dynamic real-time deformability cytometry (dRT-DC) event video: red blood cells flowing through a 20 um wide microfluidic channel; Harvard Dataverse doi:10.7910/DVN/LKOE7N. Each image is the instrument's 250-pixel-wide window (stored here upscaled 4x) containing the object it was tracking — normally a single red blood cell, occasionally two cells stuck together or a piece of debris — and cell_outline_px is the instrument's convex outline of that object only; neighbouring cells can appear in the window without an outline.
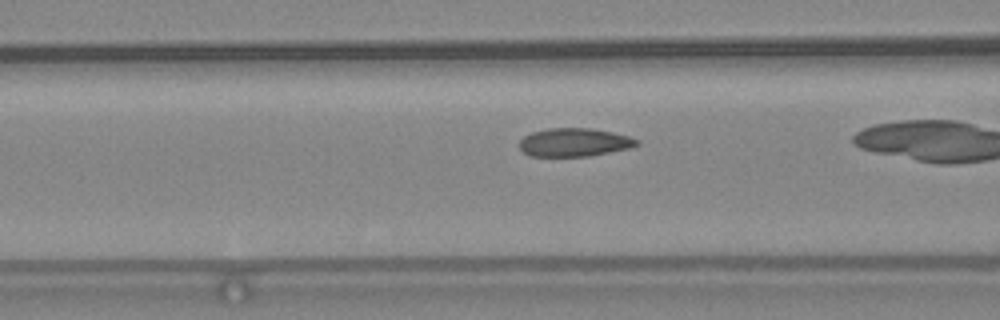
{"species": "common noctule bat (a hibernating species)", "species_latin": "Nyctalus noctula", "temperature_condition": "warm", "stored_images_in_passage": 30, "camera_frame_rate_fps": 3000, "um_per_image_px": 0.085, "animal": {"sex": "female", "body_mass_g": 24.6, "forearm_length_mm": 56.2}, "frame": {"image": 1, "passage_image": 18, "time_ms": 5.667, "image_size_px": [1000, 320], "cell_outline_px": [[640, 144], [632, 148], [588, 156], [528, 156], [520, 148], [520, 140], [524, 136], [532, 132], [548, 128], [592, 128], [612, 132], [628, 136], [640, 140]], "centroid_in_image_um": [48.84, 12.1], "position_along_channel_um": 117.8, "area_um2": 19.48}}
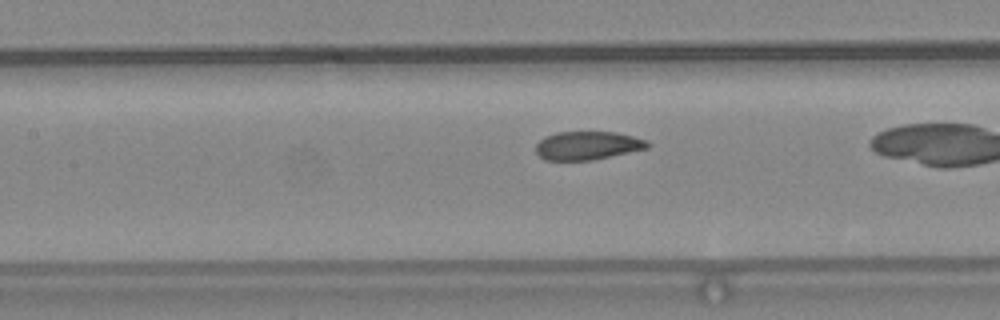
{"frame": {"image": 2, "passage_image": 21, "time_ms": 6.667, "image_size_px": [1000, 320], "cell_outline_px": [[652, 144], [648, 148], [592, 160], [544, 160], [536, 152], [536, 144], [544, 136], [556, 132], [616, 132], [648, 140]], "centroid_in_image_um": [49.95, 12.36], "position_along_channel_um": 157.5, "area_um2": 18.55}}